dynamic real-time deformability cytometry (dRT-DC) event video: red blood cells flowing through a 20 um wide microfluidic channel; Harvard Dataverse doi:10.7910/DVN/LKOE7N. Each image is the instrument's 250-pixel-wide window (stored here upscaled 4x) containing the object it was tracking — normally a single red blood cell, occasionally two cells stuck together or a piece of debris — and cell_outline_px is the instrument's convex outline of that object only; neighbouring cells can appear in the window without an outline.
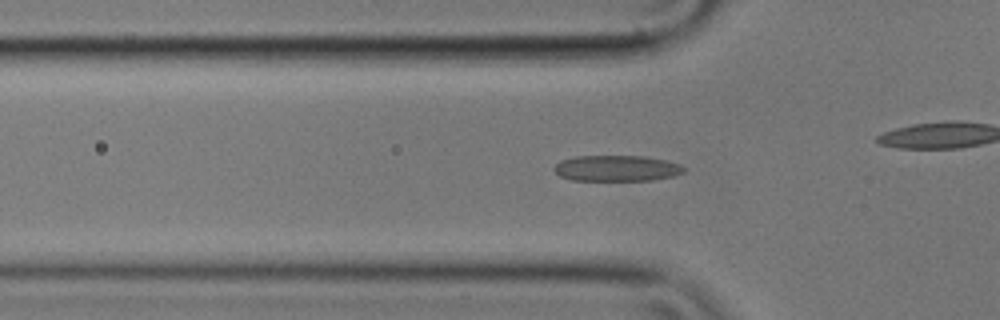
{"species": "common noctule bat (a hibernating species)", "species_latin": "Nyctalus noctula", "temperature_condition": "cold", "stored_images_in_passage": 51, "camera_frame_rate_fps": 3000, "um_per_image_px": 0.085, "animal": {"sex": "male", "body_mass_g": 17.9}, "frame": {"image": 1, "passage_image": 12, "time_ms": 3.667, "image_size_px": [1000, 320], "cell_outline_px": [[684, 172], [672, 176], [652, 180], [572, 180], [560, 176], [552, 168], [560, 160], [576, 156], [644, 156], [664, 160], [680, 164], [684, 168]], "centroid_in_image_um": [52.38, 14.3], "position_along_channel_um": 73.4, "area_um2": 19.48}}
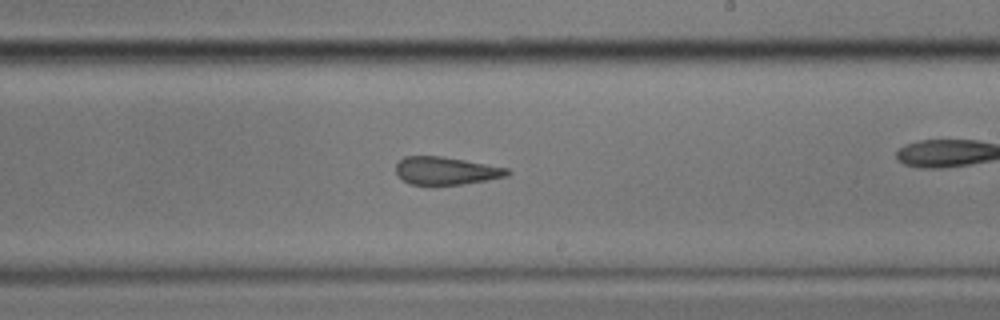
{"frame": {"image": 2, "passage_image": 27, "time_ms": 8.667, "image_size_px": [1000, 320], "cell_outline_px": [[512, 172], [508, 176], [464, 184], [408, 184], [396, 172], [396, 164], [404, 156], [440, 156], [464, 160], [508, 168]], "centroid_in_image_um": [37.93, 14.51], "position_along_channel_um": 251.1, "area_um2": 17.86}}
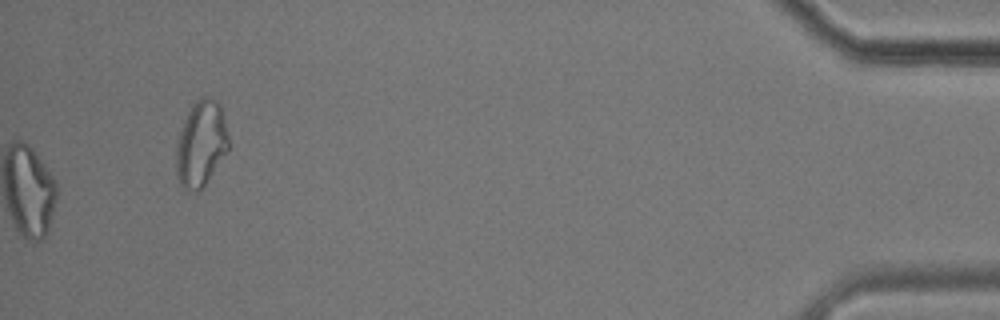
{"frame": {"image": 3, "passage_image": 51, "time_ms": 16.667, "image_size_px": [1000, 320], "cell_outline_px": [[228, 152], [204, 184], [196, 192], [184, 188], [180, 184], [176, 172], [176, 144], [184, 120], [188, 112], [196, 100], [204, 96], [208, 96], [216, 100], [220, 104], [228, 136]], "centroid_in_image_um": [17.08, 12.2], "position_along_channel_um": 418.1, "area_um2": 25.89}, "authors_computed_cell_mechanics": {"area_um2": 19.7676, "velocity_mm_per_s": 3.5379, "shape_relaxation_time_tau1_ms": null, "shape_relaxation_time_tau2_ms": 3.1081, "deformation_change_tau1": null, "deformation_change_tau2": 0.1344}}